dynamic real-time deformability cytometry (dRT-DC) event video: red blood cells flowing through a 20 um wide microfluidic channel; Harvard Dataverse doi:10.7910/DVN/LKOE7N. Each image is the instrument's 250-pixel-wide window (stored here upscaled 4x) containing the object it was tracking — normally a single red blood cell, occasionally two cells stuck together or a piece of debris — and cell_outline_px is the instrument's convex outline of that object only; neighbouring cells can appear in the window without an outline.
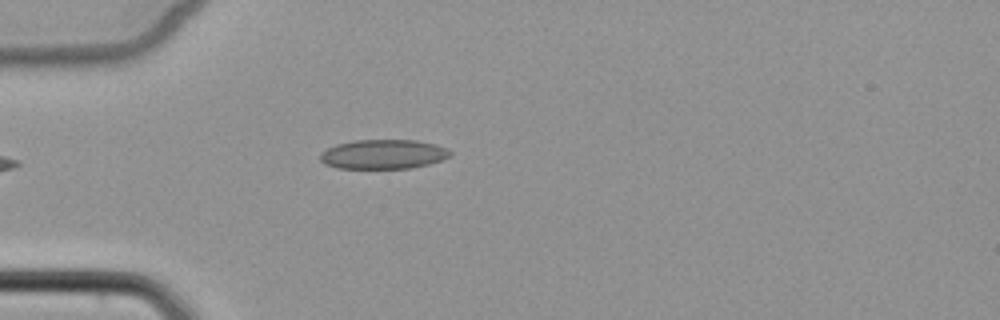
{"species": "common noctule bat (a hibernating species)", "species_latin": "Nyctalus noctula", "temperature_condition": "cold", "stored_images_in_passage": 2, "camera_frame_rate_fps": 3000, "um_per_image_px": 0.085, "animal": {"sex": "female", "body_mass_g": 22.7, "forearm_length_mm": 54.2}, "frame": {"image": 1, "passage_image": 2, "time_ms": 1.333, "image_size_px": [1000, 320], "cell_outline_px": [[452, 152], [448, 156], [440, 160], [428, 164], [412, 168], [336, 168], [324, 164], [320, 160], [320, 152], [336, 144], [352, 140], [416, 140], [436, 144], [448, 148]], "centroid_in_image_um": [32.55, 13.1], "position_along_channel_um": 52.4, "area_um2": 22.37}}